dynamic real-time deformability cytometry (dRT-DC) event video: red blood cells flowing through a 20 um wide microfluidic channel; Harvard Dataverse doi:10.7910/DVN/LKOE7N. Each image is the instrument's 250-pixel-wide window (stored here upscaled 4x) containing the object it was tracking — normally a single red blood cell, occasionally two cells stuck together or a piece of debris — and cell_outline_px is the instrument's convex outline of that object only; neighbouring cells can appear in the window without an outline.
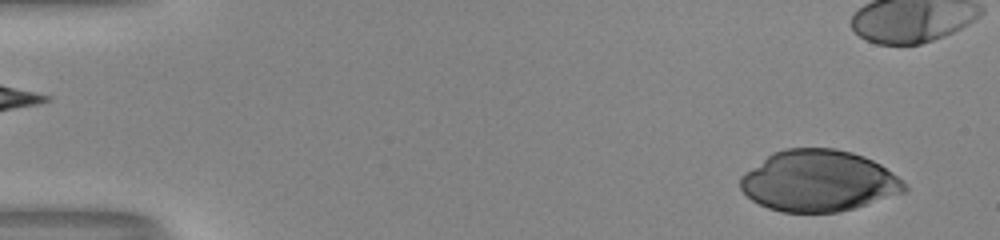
{"species": "human", "species_latin": "Homo sapiens", "temperature_condition": "room temperature", "stored_images_in_passage": 42, "camera_frame_rate_fps": 3000, "um_per_image_px": 0.085, "donor": {"sex": "male"}, "frame": {"image": 1, "passage_image": 3, "time_ms": 0.667, "image_size_px": [1000, 240], "cell_outline_px": [[908, 188], [904, 192], [840, 212], [780, 212], [768, 208], [752, 200], [740, 188], [740, 176], [744, 172], [772, 152], [784, 148], [836, 148], [852, 152], [864, 156], [880, 164], [892, 172], [908, 184]], "centroid_in_image_um": [69.56, 15.36], "position_along_channel_um": 15.4, "area_um2": 58.67}}